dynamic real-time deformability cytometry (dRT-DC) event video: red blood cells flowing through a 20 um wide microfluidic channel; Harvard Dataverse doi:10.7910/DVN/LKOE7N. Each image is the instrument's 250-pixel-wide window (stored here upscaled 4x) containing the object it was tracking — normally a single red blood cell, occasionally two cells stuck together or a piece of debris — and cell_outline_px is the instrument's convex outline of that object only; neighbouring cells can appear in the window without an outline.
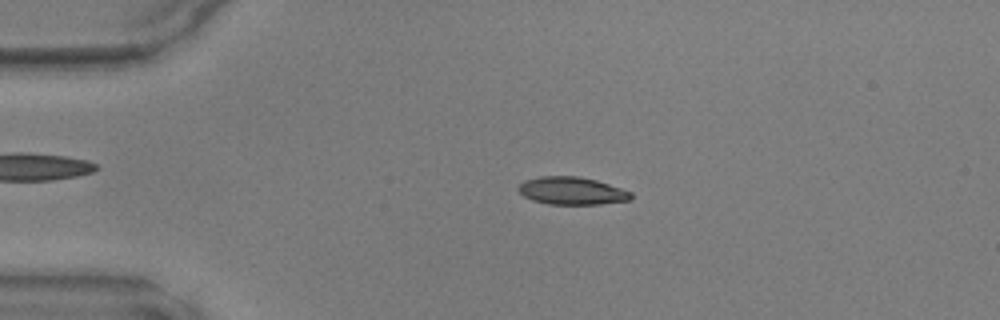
{"species": "common noctule bat (a hibernating species)", "species_latin": "Nyctalus noctula", "temperature_condition": "warm", "stored_images_in_passage": 47, "camera_frame_rate_fps": 3000, "um_per_image_px": 0.085, "animal": {"sex": "male", "body_mass_g": 17.9, "forearm_length_mm": 54.2}, "frame": {"image": 1, "passage_image": 10, "time_ms": 3.0, "image_size_px": [1000, 320], "cell_outline_px": [[632, 200], [600, 204], [548, 204], [532, 200], [524, 196], [516, 188], [524, 180], [540, 176], [580, 176], [596, 180], [632, 192]], "centroid_in_image_um": [48.6, 16.22], "position_along_channel_um": 36.4, "area_um2": 18.21}}
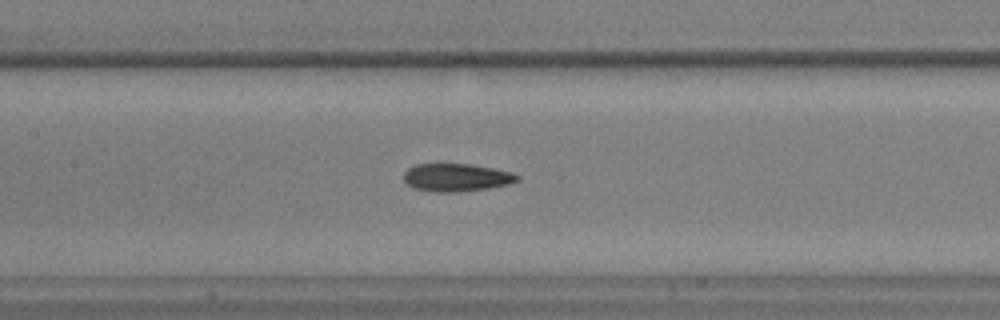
{"frame": {"image": 2, "passage_image": 22, "time_ms": 7.0, "image_size_px": [1000, 320], "cell_outline_px": [[520, 180], [508, 184], [488, 188], [460, 192], [432, 192], [412, 188], [404, 180], [404, 172], [408, 168], [416, 164], [468, 164], [492, 168], [512, 172], [520, 176]], "centroid_in_image_um": [38.79, 15.09], "position_along_channel_um": 168.6, "area_um2": 18.5}}
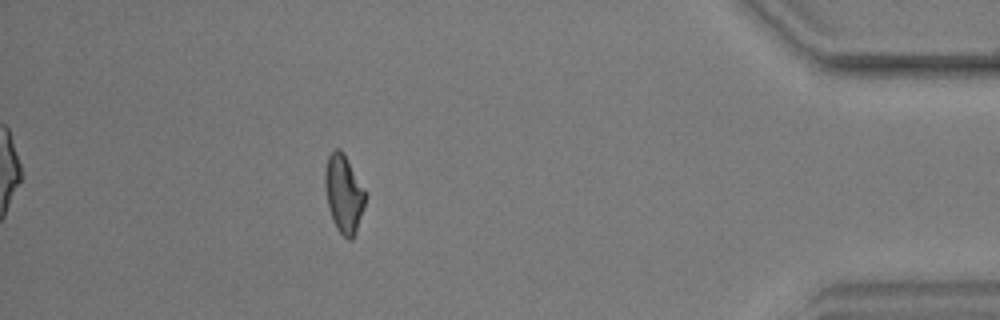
{"frame": {"image": 3, "passage_image": 42, "time_ms": 13.667, "image_size_px": [1000, 320], "cell_outline_px": [[368, 196], [356, 232], [352, 240], [348, 240], [336, 228], [332, 220], [328, 208], [324, 184], [324, 172], [328, 156], [332, 148], [340, 148], [344, 152], [368, 192]], "centroid_in_image_um": [29.24, 16.43], "position_along_channel_um": 406.0, "area_um2": 19.07}}